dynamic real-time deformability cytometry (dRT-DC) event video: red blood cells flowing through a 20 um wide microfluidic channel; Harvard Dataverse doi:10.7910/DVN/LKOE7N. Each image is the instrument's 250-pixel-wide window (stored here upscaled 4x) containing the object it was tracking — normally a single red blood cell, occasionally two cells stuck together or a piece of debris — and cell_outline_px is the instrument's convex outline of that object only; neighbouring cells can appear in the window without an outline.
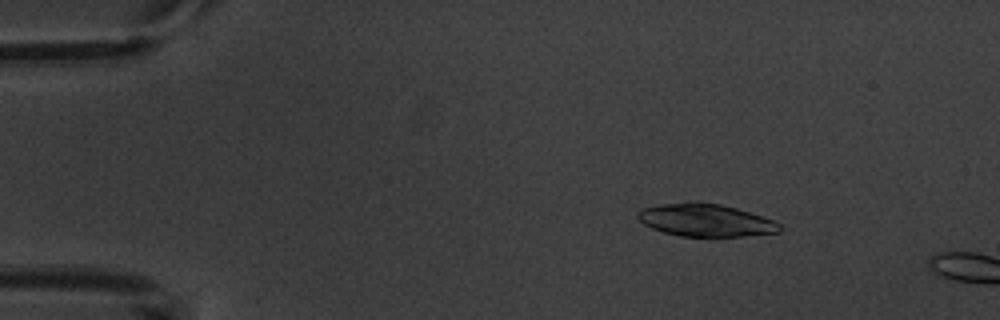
{"species": "common noctule bat (a hibernating species)", "species_latin": "Nyctalus noctula", "temperature_condition": "warm", "stored_images_in_passage": 4, "camera_frame_rate_fps": 3000, "um_per_image_px": 0.085, "animal": {"sex": "male", "body_mass_g": 20.1, "forearm_length_mm": 53.5}, "frame": {"image": 1, "passage_image": 3, "time_ms": 2.333, "image_size_px": [1000, 320], "cell_outline_px": [[780, 232], [740, 236], [680, 236], [664, 232], [652, 228], [644, 224], [636, 216], [636, 212], [640, 208], [660, 204], [688, 200], [696, 200], [720, 204], [736, 208], [772, 220], [780, 224]], "centroid_in_image_um": [59.89, 18.68], "position_along_channel_um": 25.1, "area_um2": 27.11}}